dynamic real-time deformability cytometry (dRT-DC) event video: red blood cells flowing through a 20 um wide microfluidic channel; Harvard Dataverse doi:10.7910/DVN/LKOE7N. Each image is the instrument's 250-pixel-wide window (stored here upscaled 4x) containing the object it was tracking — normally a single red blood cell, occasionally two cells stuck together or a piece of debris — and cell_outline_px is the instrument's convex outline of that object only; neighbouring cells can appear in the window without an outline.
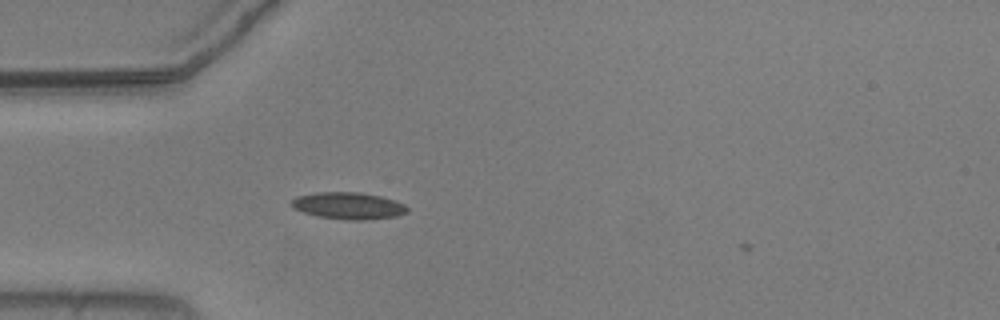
{"species": "common noctule bat (a hibernating species)", "species_latin": "Nyctalus noctula", "temperature_condition": "warm", "stored_images_in_passage": 3, "camera_frame_rate_fps": 3000, "um_per_image_px": 0.085, "animal": {"sex": "male", "body_mass_g": 20.5, "forearm_length_mm": 52.5}, "frame": {"image": 1, "passage_image": 2, "time_ms": 0.333, "image_size_px": [1000, 320], "cell_outline_px": [[408, 212], [396, 216], [364, 220], [348, 220], [316, 216], [292, 208], [292, 200], [296, 196], [316, 192], [360, 192], [380, 196], [396, 200], [404, 204], [408, 208]], "centroid_in_image_um": [29.62, 17.48], "position_along_channel_um": 55.4, "area_um2": 18.21}}